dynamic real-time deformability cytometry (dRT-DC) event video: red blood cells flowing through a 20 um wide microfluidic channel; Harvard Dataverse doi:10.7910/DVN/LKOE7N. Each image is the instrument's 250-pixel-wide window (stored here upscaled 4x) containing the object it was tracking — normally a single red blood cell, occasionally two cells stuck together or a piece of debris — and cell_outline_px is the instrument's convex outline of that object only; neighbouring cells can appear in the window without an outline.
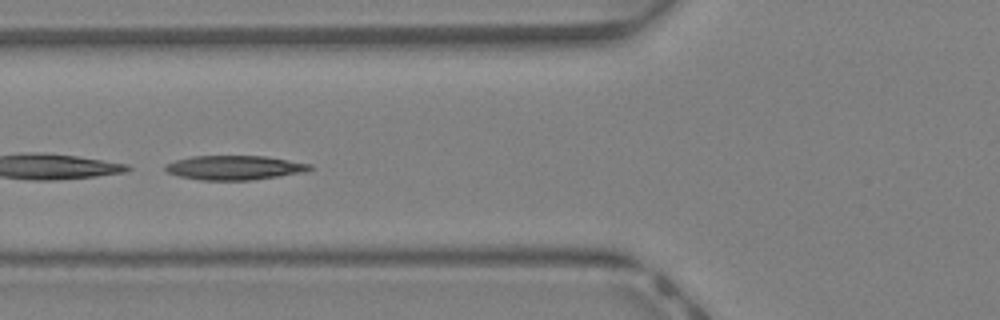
{"species": "Egyptian fruit bat (a non-hibernating species)", "species_latin": "Rousettus aegyptiacus", "temperature_condition": "warm", "stored_images_in_passage": 30, "camera_frame_rate_fps": 3000, "um_per_image_px": 0.085, "animal": {"sex": "female"}, "frame": {"image": 1, "passage_image": 6, "time_ms": 1.667, "image_size_px": [1000, 320], "cell_outline_px": [[312, 168], [308, 172], [252, 180], [200, 180], [180, 176], [168, 172], [164, 168], [164, 164], [176, 160], [192, 156], [268, 156], [312, 164]], "centroid_in_image_um": [19.98, 14.25], "position_along_channel_um": 105.8, "area_um2": 20.63}}
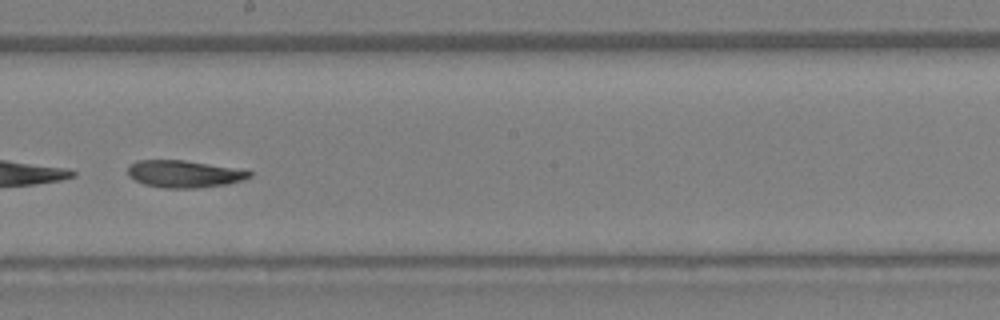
{"frame": {"image": 2, "passage_image": 14, "time_ms": 4.333, "image_size_px": [1000, 320], "cell_outline_px": [[252, 176], [228, 184], [200, 188], [164, 188], [144, 184], [128, 176], [128, 164], [136, 160], [184, 160], [240, 168], [252, 172]], "centroid_in_image_um": [15.65, 14.77], "position_along_channel_um": 232.5, "area_um2": 19.48}}
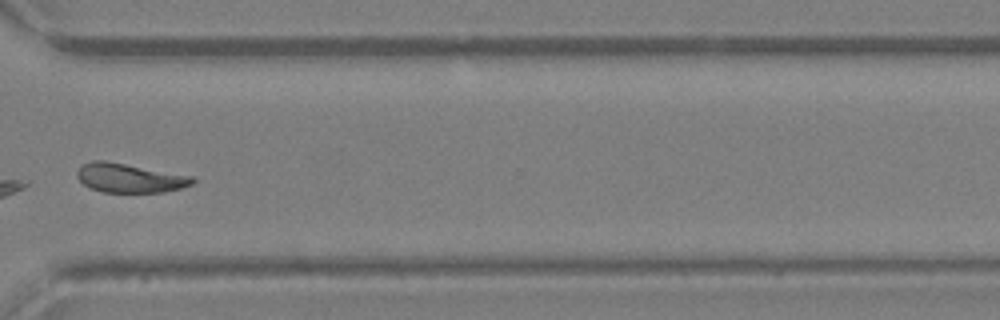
{"frame": {"image": 3, "passage_image": 22, "time_ms": 7.0, "image_size_px": [1000, 320], "cell_outline_px": [[196, 180], [192, 184], [180, 188], [164, 192], [100, 192], [88, 188], [76, 176], [76, 172], [84, 164], [92, 160], [104, 160], [192, 176]], "centroid_in_image_um": [10.99, 15.14], "position_along_channel_um": 359.6, "area_um2": 19.48}, "authors_computed_cell_mechanics": {"area_um2": 20.1433, "velocity_mm_per_s": 4.7518, "shape_relaxation_time_tau1_ms": 7.595, "shape_relaxation_time_tau2_ms": null, "deformation_change_tau1": 0.2193, "deformation_change_tau2": null}}